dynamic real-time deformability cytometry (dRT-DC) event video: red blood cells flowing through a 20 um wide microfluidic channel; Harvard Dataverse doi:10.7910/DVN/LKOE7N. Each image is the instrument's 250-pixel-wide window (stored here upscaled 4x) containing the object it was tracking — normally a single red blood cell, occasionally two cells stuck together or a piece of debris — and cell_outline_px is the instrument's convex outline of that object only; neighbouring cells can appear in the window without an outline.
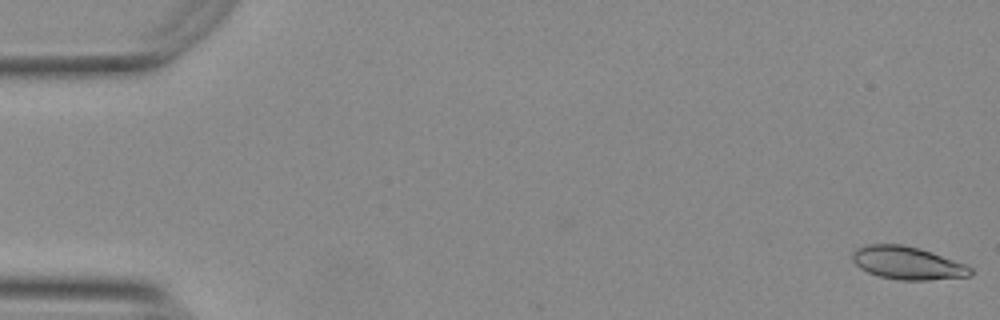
{"species": "Egyptian fruit bat (a non-hibernating species)", "species_latin": "Rousettus aegyptiacus", "temperature_condition": "warm", "stored_images_in_passage": 54, "camera_frame_rate_fps": 3000, "um_per_image_px": 0.085, "animal": {"sex": "female"}, "frame": {"image": 1, "passage_image": 1, "time_ms": 0.0, "image_size_px": [1000, 320], "cell_outline_px": [[972, 276], [928, 280], [900, 280], [880, 276], [868, 272], [860, 268], [852, 260], [852, 252], [856, 248], [868, 244], [904, 244], [920, 248], [932, 252], [964, 264], [972, 268]], "centroid_in_image_um": [77.12, 22.35], "position_along_channel_um": 7.9, "area_um2": 22.66}}
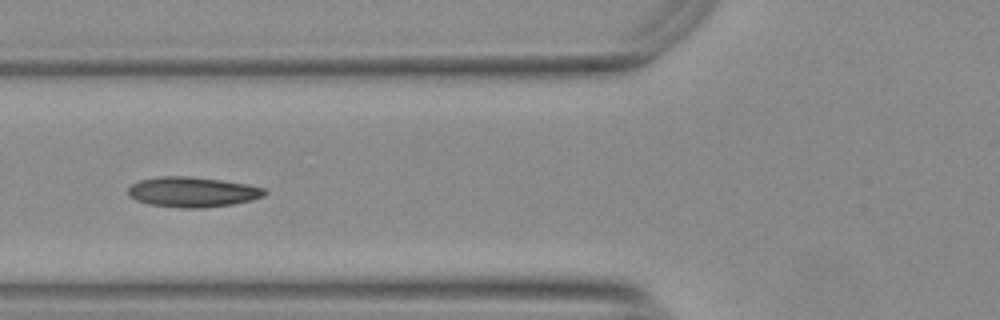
{"frame": {"image": 2, "passage_image": 21, "time_ms": 6.667, "image_size_px": [1000, 320], "cell_outline_px": [[268, 192], [264, 196], [252, 200], [232, 204], [204, 208], [180, 208], [148, 204], [136, 200], [128, 196], [128, 188], [132, 184], [140, 180], [160, 176], [188, 176], [220, 180], [248, 184], [264, 188]], "centroid_in_image_um": [16.36, 16.32], "position_along_channel_um": 109.4, "area_um2": 24.1}}
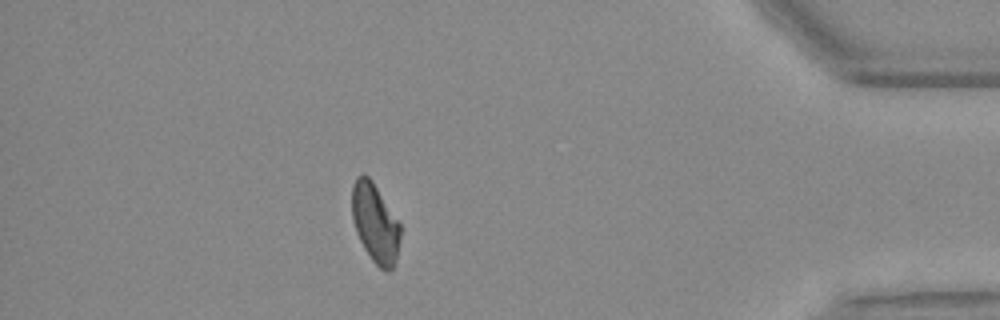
{"frame": {"image": 3, "passage_image": 48, "time_ms": 15.667, "image_size_px": [1000, 320], "cell_outline_px": [[400, 236], [396, 260], [392, 268], [388, 272], [380, 268], [372, 260], [364, 248], [356, 232], [352, 220], [352, 184], [356, 176], [364, 172], [372, 180], [400, 224]], "centroid_in_image_um": [31.86, 18.94], "position_along_channel_um": 403.3, "area_um2": 22.25}, "authors_computed_cell_mechanics": {"area_um2": 22.6576, "velocity_mm_per_s": 3.7595, "shape_relaxation_time_tau1_ms": null, "shape_relaxation_time_tau2_ms": 2.7186, "deformation_change_tau1": null, "deformation_change_tau2": 0.0739}}